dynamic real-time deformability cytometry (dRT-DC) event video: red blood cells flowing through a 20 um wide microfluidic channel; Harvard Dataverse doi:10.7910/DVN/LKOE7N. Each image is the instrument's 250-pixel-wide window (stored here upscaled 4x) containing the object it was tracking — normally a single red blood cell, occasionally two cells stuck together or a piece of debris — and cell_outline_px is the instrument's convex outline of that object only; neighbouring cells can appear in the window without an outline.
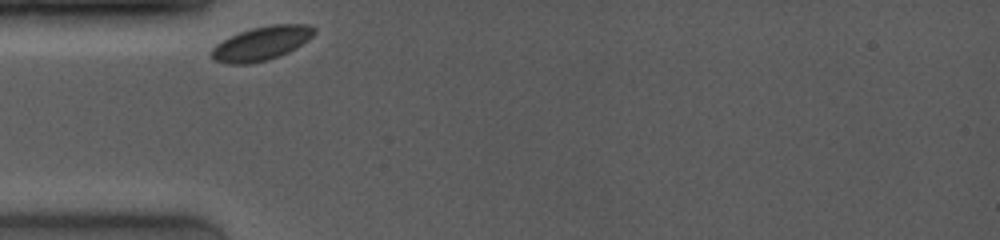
{"species": "common noctule bat (a hibernating species)", "species_latin": "Nyctalus noctula", "temperature_condition": "room temperature", "stored_images_in_passage": 25, "camera_frame_rate_fps": 4000, "um_per_image_px": 0.085, "animal": {"sex": "female", "body_mass_g": 19.0, "forearm_length_mm": 53.3}, "frame": {"image": 1, "passage_image": 1, "time_ms": 0.0, "image_size_px": [1000, 240], "cell_outline_px": [[316, 32], [308, 40], [296, 48], [280, 56], [268, 60], [248, 64], [228, 64], [212, 60], [212, 48], [216, 44], [240, 32], [252, 28], [272, 24], [308, 24], [316, 28]], "centroid_in_image_um": [22.25, 3.69], "position_along_channel_um": 62.7, "area_um2": 20.29}}
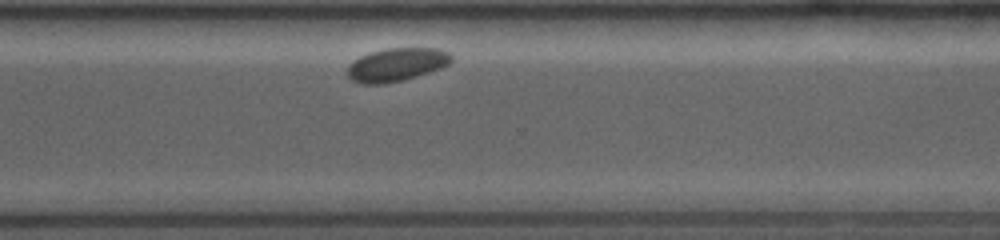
{"frame": {"image": 2, "passage_image": 21, "time_ms": 7.75, "image_size_px": [1000, 240], "cell_outline_px": [[452, 60], [448, 64], [440, 68], [404, 80], [384, 84], [364, 84], [352, 80], [348, 76], [348, 64], [360, 56], [372, 52], [388, 48], [440, 48], [448, 52], [452, 56]], "centroid_in_image_um": [33.71, 5.49], "position_along_channel_um": 336.9, "area_um2": 20.06}}
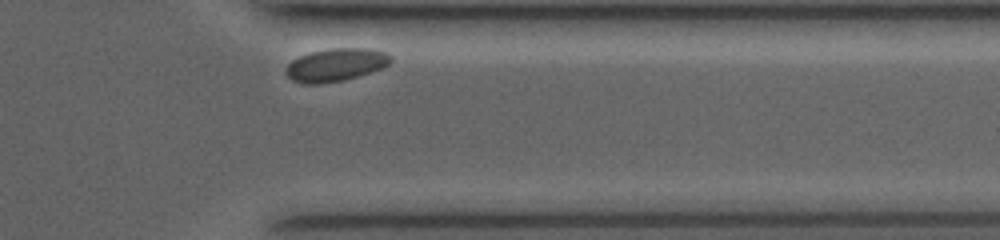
{"frame": {"image": 3, "passage_image": 24, "time_ms": 9.0, "image_size_px": [1000, 240], "cell_outline_px": [[392, 60], [388, 64], [380, 68], [344, 80], [320, 84], [304, 84], [292, 80], [288, 76], [288, 64], [292, 60], [308, 52], [328, 48], [372, 48], [384, 52], [392, 56]], "centroid_in_image_um": [28.54, 5.49], "position_along_channel_um": 382.9, "area_um2": 19.94}}